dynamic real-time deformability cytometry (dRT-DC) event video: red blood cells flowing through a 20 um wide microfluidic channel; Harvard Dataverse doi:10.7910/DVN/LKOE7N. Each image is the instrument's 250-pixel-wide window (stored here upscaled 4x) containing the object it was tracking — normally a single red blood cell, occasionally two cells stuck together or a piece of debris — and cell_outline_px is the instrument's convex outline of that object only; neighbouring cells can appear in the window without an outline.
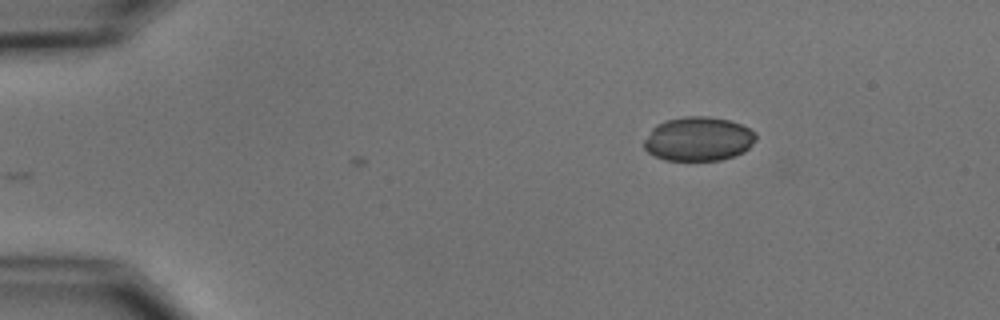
{"species": "common noctule bat (a hibernating species)", "species_latin": "Nyctalus noctula", "temperature_condition": "cold", "stored_images_in_passage": 5, "camera_frame_rate_fps": 3000, "um_per_image_px": 0.085, "animal": {"sex": "male", "body_mass_g": 15.6}, "frame": {"image": 1, "passage_image": 5, "time_ms": 5.333, "image_size_px": [1000, 320], "cell_outline_px": [[756, 140], [744, 152], [736, 156], [720, 160], [664, 160], [652, 156], [644, 148], [644, 140], [652, 128], [656, 124], [668, 120], [684, 116], [708, 116], [728, 120], [740, 124], [756, 132]], "centroid_in_image_um": [59.36, 11.82], "position_along_channel_um": 25.6, "area_um2": 28.9}}